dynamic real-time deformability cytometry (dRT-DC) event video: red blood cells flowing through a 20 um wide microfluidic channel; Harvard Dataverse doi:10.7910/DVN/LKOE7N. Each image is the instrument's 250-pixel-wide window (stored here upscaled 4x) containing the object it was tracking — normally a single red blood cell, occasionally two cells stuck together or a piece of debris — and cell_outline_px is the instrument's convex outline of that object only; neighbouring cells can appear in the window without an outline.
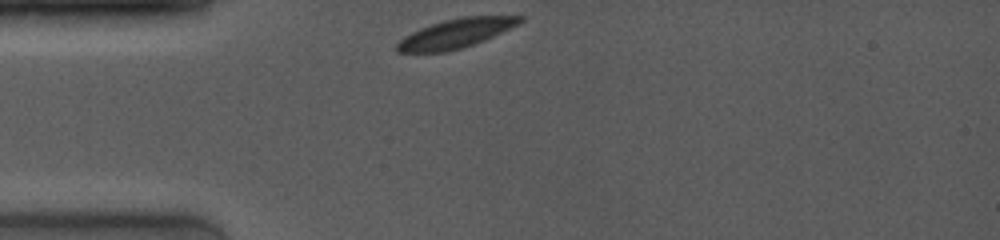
{"species": "common noctule bat (a hibernating species)", "species_latin": "Nyctalus noctula", "temperature_condition": "room temperature", "stored_images_in_passage": 25, "camera_frame_rate_fps": 4000, "um_per_image_px": 0.085, "animal": {"sex": "female", "body_mass_g": 19.0, "forearm_length_mm": 53.3}, "frame": {"image": 1, "passage_image": 1, "time_ms": 0.0, "image_size_px": [1000, 240], "cell_outline_px": [[524, 20], [484, 40], [448, 52], [396, 52], [396, 44], [404, 36], [420, 28], [444, 20], [464, 16], [524, 16]], "centroid_in_image_um": [38.69, 2.84], "position_along_channel_um": 46.3, "area_um2": 20.46}}
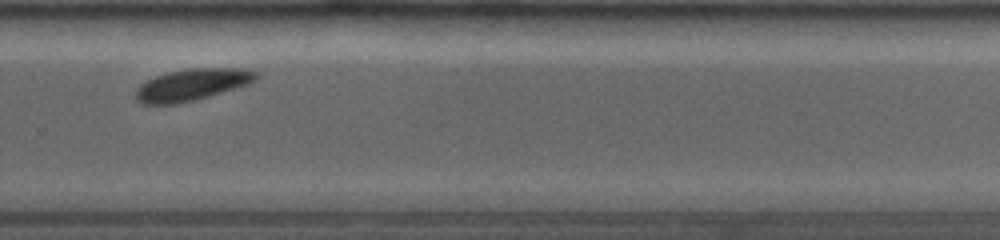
{"frame": {"image": 2, "passage_image": 18, "time_ms": 7.25, "image_size_px": [1000, 240], "cell_outline_px": [[260, 76], [256, 80], [248, 84], [192, 100], [176, 104], [140, 104], [136, 100], [136, 88], [140, 84], [156, 76], [168, 72], [188, 68], [240, 68], [256, 72]], "centroid_in_image_um": [16.29, 7.19], "position_along_channel_um": 313.5, "area_um2": 21.96}}
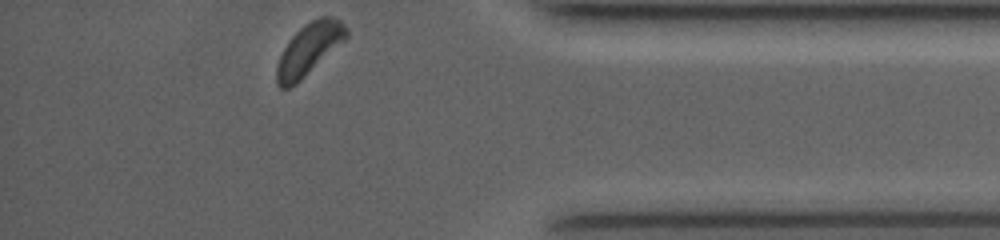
{"frame": {"image": 3, "passage_image": 25, "time_ms": 10.0, "image_size_px": [1000, 240], "cell_outline_px": [[348, 36], [344, 40], [296, 84], [288, 88], [280, 88], [276, 84], [276, 68], [280, 56], [288, 40], [300, 28], [312, 20], [320, 16], [332, 16], [340, 20], [348, 28]], "centroid_in_image_um": [26.25, 4.17], "position_along_channel_um": 408.9, "area_um2": 20.69}, "authors_computed_cell_mechanics": {"area_um2": 22.1374, "velocity_mm_per_s": 3.921, "shape_relaxation_time_tau1_ms": 3.039, "shape_relaxation_time_tau2_ms": 6.4002, "deformation_change_tau1": 0.0744, "deformation_change_tau2": 0.0577}}